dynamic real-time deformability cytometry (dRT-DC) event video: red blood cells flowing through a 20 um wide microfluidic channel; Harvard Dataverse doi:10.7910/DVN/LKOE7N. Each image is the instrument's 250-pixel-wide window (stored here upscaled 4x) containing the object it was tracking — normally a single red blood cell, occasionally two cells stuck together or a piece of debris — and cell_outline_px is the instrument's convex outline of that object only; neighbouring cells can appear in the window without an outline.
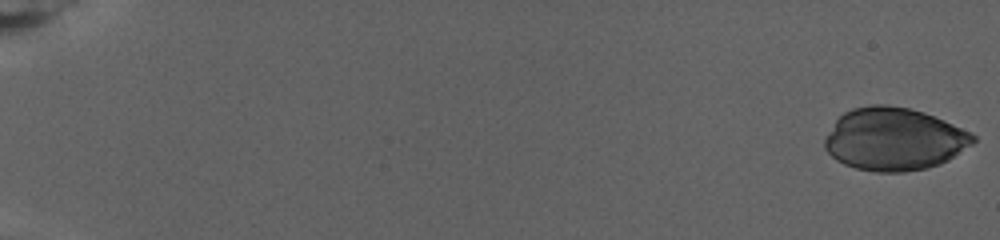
{"species": "human", "species_latin": "Homo sapiens", "temperature_condition": "warm", "stored_images_in_passage": 83, "camera_frame_rate_fps": 3000, "um_per_image_px": 0.085, "donor": {"sex": "female"}, "frame": {"image": 1, "passage_image": 1, "time_ms": 0.0, "image_size_px": [1000, 240], "cell_outline_px": [[976, 140], [972, 144], [948, 160], [940, 164], [928, 168], [904, 172], [876, 172], [856, 168], [844, 164], [836, 160], [824, 148], [824, 140], [836, 120], [844, 112], [852, 108], [872, 104], [884, 104], [908, 108], [924, 112], [944, 120], [972, 132], [976, 136]], "centroid_in_image_um": [76.01, 11.83], "position_along_channel_um": 9.0, "area_um2": 54.27}}
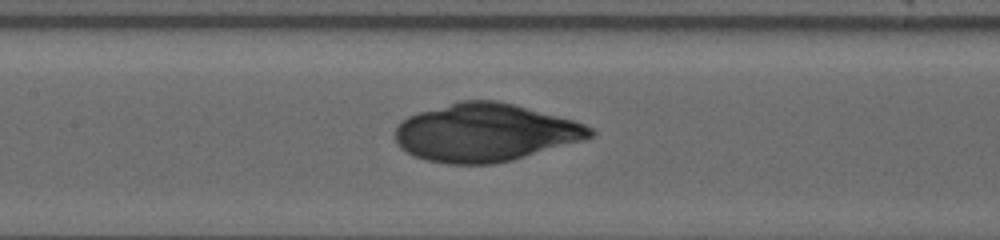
{"frame": {"image": 2, "passage_image": 43, "time_ms": 14.0, "image_size_px": [1000, 240], "cell_outline_px": [[596, 132], [592, 136], [584, 140], [512, 160], [492, 164], [448, 164], [428, 160], [412, 156], [400, 148], [396, 144], [396, 128], [408, 116], [420, 112], [460, 100], [496, 100], [512, 104], [572, 120], [584, 124], [592, 128]], "centroid_in_image_um": [41.23, 11.28], "position_along_channel_um": 166.2, "area_um2": 65.43}}
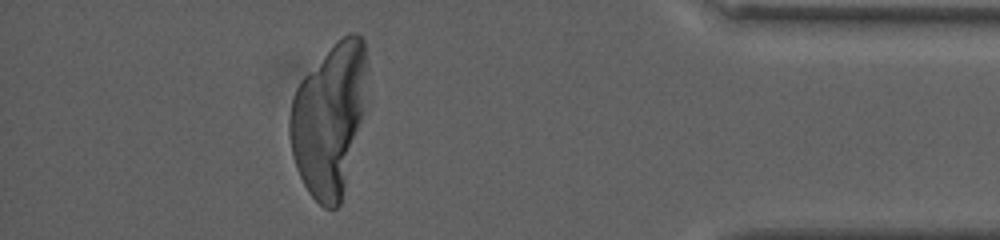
{"frame": {"image": 3, "passage_image": 75, "time_ms": 24.667, "image_size_px": [1000, 240], "cell_outline_px": [[368, 68], [360, 120], [340, 204], [336, 208], [324, 208], [308, 192], [296, 168], [292, 156], [288, 132], [288, 120], [292, 100], [296, 88], [300, 80], [336, 40], [348, 32], [356, 32], [364, 40], [368, 64]], "centroid_in_image_um": [27.94, 10.06], "position_along_channel_um": 407.3, "area_um2": 67.92}}